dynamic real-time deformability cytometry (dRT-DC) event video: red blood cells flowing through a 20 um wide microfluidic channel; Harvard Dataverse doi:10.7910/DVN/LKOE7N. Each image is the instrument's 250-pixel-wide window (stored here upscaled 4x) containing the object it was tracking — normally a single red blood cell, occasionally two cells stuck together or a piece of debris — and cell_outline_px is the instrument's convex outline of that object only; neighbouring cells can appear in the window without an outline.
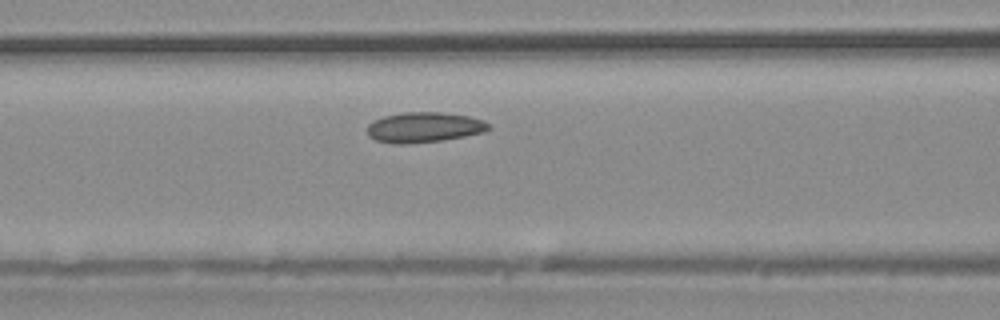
{"species": "common noctule bat (a hibernating species)", "species_latin": "Nyctalus noctula", "temperature_condition": "warm", "stored_images_in_passage": 32, "camera_frame_rate_fps": 3000, "um_per_image_px": 0.085, "animal": {"sex": "male", "body_mass_g": 20.4}, "frame": {"image": 1, "passage_image": 10, "time_ms": 3.0, "image_size_px": [1000, 320], "cell_outline_px": [[492, 128], [484, 132], [444, 140], [408, 144], [392, 144], [376, 140], [368, 136], [368, 124], [372, 120], [384, 116], [404, 112], [444, 112], [468, 116], [484, 120]], "centroid_in_image_um": [36.04, 10.82], "position_along_channel_um": 130.6, "area_um2": 21.62}}